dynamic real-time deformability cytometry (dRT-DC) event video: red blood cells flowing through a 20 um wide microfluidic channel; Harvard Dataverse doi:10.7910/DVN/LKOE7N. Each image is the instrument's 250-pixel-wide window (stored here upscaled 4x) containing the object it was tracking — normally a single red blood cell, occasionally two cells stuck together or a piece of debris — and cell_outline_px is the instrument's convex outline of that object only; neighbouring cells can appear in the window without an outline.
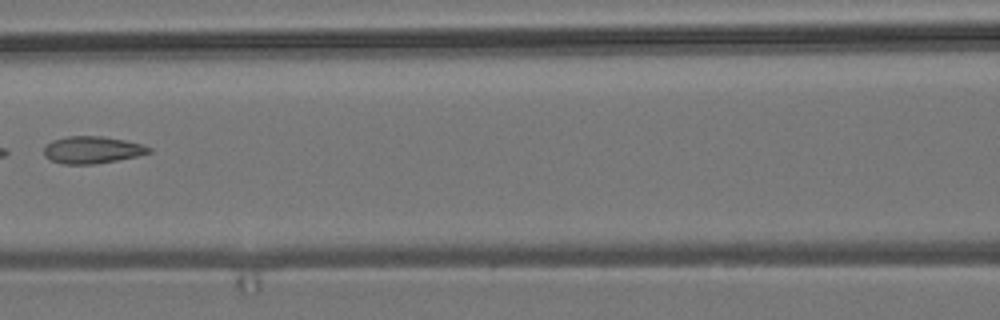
{"species": "common noctule bat (a hibernating species)", "species_latin": "Nyctalus noctula", "temperature_condition": "room temperature", "stored_images_in_passage": 6, "camera_frame_rate_fps": 3000, "um_per_image_px": 0.085, "animal": {"sex": "male", "body_mass_g": 19.2, "forearm_length_mm": 51.8}, "frame": {"image": 1, "passage_image": 5, "time_ms": 1.333, "image_size_px": [1000, 320], "cell_outline_px": [[152, 152], [136, 156], [116, 160], [92, 164], [64, 164], [52, 160], [44, 156], [44, 144], [52, 140], [68, 136], [100, 136], [124, 140], [140, 144], [152, 148]], "centroid_in_image_um": [7.8, 12.73], "position_along_channel_um": 158.8, "area_um2": 16.47}}
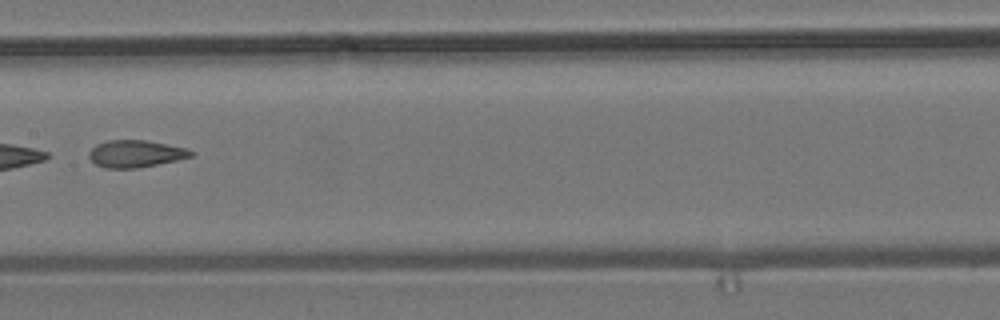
{"frame": {"image": 2, "passage_image": 6, "time_ms": 1.667, "image_size_px": [1000, 320], "cell_outline_px": [[196, 152], [192, 156], [176, 160], [136, 168], [104, 168], [96, 164], [88, 156], [88, 152], [96, 144], [108, 140], [148, 140], [188, 148]], "centroid_in_image_um": [11.54, 13.05], "position_along_channel_um": 195.9, "area_um2": 16.18}}